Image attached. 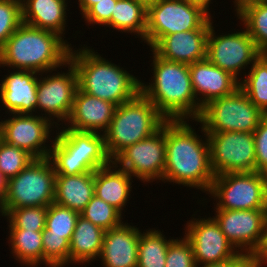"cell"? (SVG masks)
Returning a JSON list of instances; mask_svg holds the SVG:
<instances>
[{
	"label": "cell",
	"instance_id": "4dcf8cb0",
	"mask_svg": "<svg viewBox=\"0 0 267 267\" xmlns=\"http://www.w3.org/2000/svg\"><path fill=\"white\" fill-rule=\"evenodd\" d=\"M250 66V72L240 82V88L267 115V67L259 58Z\"/></svg>",
	"mask_w": 267,
	"mask_h": 267
},
{
	"label": "cell",
	"instance_id": "603a6c76",
	"mask_svg": "<svg viewBox=\"0 0 267 267\" xmlns=\"http://www.w3.org/2000/svg\"><path fill=\"white\" fill-rule=\"evenodd\" d=\"M117 168V164L112 162L95 171L94 195L112 205L122 214L132 189V177L125 170L121 168L117 170Z\"/></svg>",
	"mask_w": 267,
	"mask_h": 267
},
{
	"label": "cell",
	"instance_id": "ffe728a7",
	"mask_svg": "<svg viewBox=\"0 0 267 267\" xmlns=\"http://www.w3.org/2000/svg\"><path fill=\"white\" fill-rule=\"evenodd\" d=\"M209 30H190L164 36L152 50L162 59L192 64L207 57Z\"/></svg>",
	"mask_w": 267,
	"mask_h": 267
},
{
	"label": "cell",
	"instance_id": "5bb4252c",
	"mask_svg": "<svg viewBox=\"0 0 267 267\" xmlns=\"http://www.w3.org/2000/svg\"><path fill=\"white\" fill-rule=\"evenodd\" d=\"M213 28L211 24L206 58L215 66L237 78L241 69L258 59L259 50L246 29L216 36Z\"/></svg>",
	"mask_w": 267,
	"mask_h": 267
},
{
	"label": "cell",
	"instance_id": "d6a6232c",
	"mask_svg": "<svg viewBox=\"0 0 267 267\" xmlns=\"http://www.w3.org/2000/svg\"><path fill=\"white\" fill-rule=\"evenodd\" d=\"M80 215L104 231L116 228L123 223L121 213L96 195L92 197Z\"/></svg>",
	"mask_w": 267,
	"mask_h": 267
},
{
	"label": "cell",
	"instance_id": "d6986e66",
	"mask_svg": "<svg viewBox=\"0 0 267 267\" xmlns=\"http://www.w3.org/2000/svg\"><path fill=\"white\" fill-rule=\"evenodd\" d=\"M116 105L93 97L77 88L73 106L68 119V127L76 131L103 133L108 129L113 118Z\"/></svg>",
	"mask_w": 267,
	"mask_h": 267
},
{
	"label": "cell",
	"instance_id": "5b68a950",
	"mask_svg": "<svg viewBox=\"0 0 267 267\" xmlns=\"http://www.w3.org/2000/svg\"><path fill=\"white\" fill-rule=\"evenodd\" d=\"M166 119L141 92L116 107L108 129L103 133L108 156L113 160L127 146L158 131Z\"/></svg>",
	"mask_w": 267,
	"mask_h": 267
},
{
	"label": "cell",
	"instance_id": "8992f818",
	"mask_svg": "<svg viewBox=\"0 0 267 267\" xmlns=\"http://www.w3.org/2000/svg\"><path fill=\"white\" fill-rule=\"evenodd\" d=\"M55 177L49 158L34 159L18 175L7 180L0 199L2 216L15 208L49 206L54 203Z\"/></svg>",
	"mask_w": 267,
	"mask_h": 267
},
{
	"label": "cell",
	"instance_id": "7c38bea8",
	"mask_svg": "<svg viewBox=\"0 0 267 267\" xmlns=\"http://www.w3.org/2000/svg\"><path fill=\"white\" fill-rule=\"evenodd\" d=\"M165 122L150 137L122 150L112 162L143 182L163 180L165 169ZM122 165V167H121Z\"/></svg>",
	"mask_w": 267,
	"mask_h": 267
},
{
	"label": "cell",
	"instance_id": "484cf974",
	"mask_svg": "<svg viewBox=\"0 0 267 267\" xmlns=\"http://www.w3.org/2000/svg\"><path fill=\"white\" fill-rule=\"evenodd\" d=\"M105 231L79 215L70 240L69 263L90 262L99 257Z\"/></svg>",
	"mask_w": 267,
	"mask_h": 267
},
{
	"label": "cell",
	"instance_id": "c3c4849f",
	"mask_svg": "<svg viewBox=\"0 0 267 267\" xmlns=\"http://www.w3.org/2000/svg\"><path fill=\"white\" fill-rule=\"evenodd\" d=\"M258 58L266 65L267 67V50L260 51L258 54Z\"/></svg>",
	"mask_w": 267,
	"mask_h": 267
},
{
	"label": "cell",
	"instance_id": "cb8c5ba5",
	"mask_svg": "<svg viewBox=\"0 0 267 267\" xmlns=\"http://www.w3.org/2000/svg\"><path fill=\"white\" fill-rule=\"evenodd\" d=\"M66 0H21L22 22L62 37L66 24Z\"/></svg>",
	"mask_w": 267,
	"mask_h": 267
},
{
	"label": "cell",
	"instance_id": "b9f144b4",
	"mask_svg": "<svg viewBox=\"0 0 267 267\" xmlns=\"http://www.w3.org/2000/svg\"><path fill=\"white\" fill-rule=\"evenodd\" d=\"M202 267H259L257 260L253 255L240 253L235 259L228 260L218 264H208Z\"/></svg>",
	"mask_w": 267,
	"mask_h": 267
},
{
	"label": "cell",
	"instance_id": "44dd1931",
	"mask_svg": "<svg viewBox=\"0 0 267 267\" xmlns=\"http://www.w3.org/2000/svg\"><path fill=\"white\" fill-rule=\"evenodd\" d=\"M140 230L122 223L103 236L101 258L104 267H137Z\"/></svg>",
	"mask_w": 267,
	"mask_h": 267
},
{
	"label": "cell",
	"instance_id": "f35d334b",
	"mask_svg": "<svg viewBox=\"0 0 267 267\" xmlns=\"http://www.w3.org/2000/svg\"><path fill=\"white\" fill-rule=\"evenodd\" d=\"M165 267H197L192 246L185 236L169 244Z\"/></svg>",
	"mask_w": 267,
	"mask_h": 267
},
{
	"label": "cell",
	"instance_id": "4316f807",
	"mask_svg": "<svg viewBox=\"0 0 267 267\" xmlns=\"http://www.w3.org/2000/svg\"><path fill=\"white\" fill-rule=\"evenodd\" d=\"M119 31L137 33L145 39L147 28V8L134 0H117L111 21L106 25Z\"/></svg>",
	"mask_w": 267,
	"mask_h": 267
},
{
	"label": "cell",
	"instance_id": "f1b7e54d",
	"mask_svg": "<svg viewBox=\"0 0 267 267\" xmlns=\"http://www.w3.org/2000/svg\"><path fill=\"white\" fill-rule=\"evenodd\" d=\"M161 233L156 229L140 233L137 267H165L167 249L174 239L166 240Z\"/></svg>",
	"mask_w": 267,
	"mask_h": 267
},
{
	"label": "cell",
	"instance_id": "e0dca14e",
	"mask_svg": "<svg viewBox=\"0 0 267 267\" xmlns=\"http://www.w3.org/2000/svg\"><path fill=\"white\" fill-rule=\"evenodd\" d=\"M192 88L196 96L202 95L198 100L202 108L210 101L234 93L240 82L232 74L215 66L207 58L189 64Z\"/></svg>",
	"mask_w": 267,
	"mask_h": 267
},
{
	"label": "cell",
	"instance_id": "681fc988",
	"mask_svg": "<svg viewBox=\"0 0 267 267\" xmlns=\"http://www.w3.org/2000/svg\"><path fill=\"white\" fill-rule=\"evenodd\" d=\"M136 2L142 3L146 8L151 6L156 0H134Z\"/></svg>",
	"mask_w": 267,
	"mask_h": 267
},
{
	"label": "cell",
	"instance_id": "8fae6325",
	"mask_svg": "<svg viewBox=\"0 0 267 267\" xmlns=\"http://www.w3.org/2000/svg\"><path fill=\"white\" fill-rule=\"evenodd\" d=\"M216 213L213 218L235 249H240L242 254L254 256L261 248L266 234L267 209H216Z\"/></svg>",
	"mask_w": 267,
	"mask_h": 267
},
{
	"label": "cell",
	"instance_id": "7bdbcfd3",
	"mask_svg": "<svg viewBox=\"0 0 267 267\" xmlns=\"http://www.w3.org/2000/svg\"><path fill=\"white\" fill-rule=\"evenodd\" d=\"M254 256L257 260V264L259 267H262V263H267V229L262 246Z\"/></svg>",
	"mask_w": 267,
	"mask_h": 267
},
{
	"label": "cell",
	"instance_id": "9a60e30c",
	"mask_svg": "<svg viewBox=\"0 0 267 267\" xmlns=\"http://www.w3.org/2000/svg\"><path fill=\"white\" fill-rule=\"evenodd\" d=\"M194 220V221H193ZM185 237L193 249L195 263L218 264L235 259L240 252L228 241L214 218H195L187 223Z\"/></svg>",
	"mask_w": 267,
	"mask_h": 267
},
{
	"label": "cell",
	"instance_id": "60d3db41",
	"mask_svg": "<svg viewBox=\"0 0 267 267\" xmlns=\"http://www.w3.org/2000/svg\"><path fill=\"white\" fill-rule=\"evenodd\" d=\"M117 0H102L94 4L84 15L90 24L107 25L111 21L112 11Z\"/></svg>",
	"mask_w": 267,
	"mask_h": 267
},
{
	"label": "cell",
	"instance_id": "4fadbf2b",
	"mask_svg": "<svg viewBox=\"0 0 267 267\" xmlns=\"http://www.w3.org/2000/svg\"><path fill=\"white\" fill-rule=\"evenodd\" d=\"M49 119L47 116L14 113L10 119L0 122V138L23 149L34 159L48 158L51 148L48 149L45 142L51 139V126L57 125Z\"/></svg>",
	"mask_w": 267,
	"mask_h": 267
},
{
	"label": "cell",
	"instance_id": "7402d4cb",
	"mask_svg": "<svg viewBox=\"0 0 267 267\" xmlns=\"http://www.w3.org/2000/svg\"><path fill=\"white\" fill-rule=\"evenodd\" d=\"M36 75L34 71L17 70L2 80L0 100L11 114H33L37 109Z\"/></svg>",
	"mask_w": 267,
	"mask_h": 267
},
{
	"label": "cell",
	"instance_id": "74e56055",
	"mask_svg": "<svg viewBox=\"0 0 267 267\" xmlns=\"http://www.w3.org/2000/svg\"><path fill=\"white\" fill-rule=\"evenodd\" d=\"M22 23L21 0H0V49Z\"/></svg>",
	"mask_w": 267,
	"mask_h": 267
},
{
	"label": "cell",
	"instance_id": "f6af8a7d",
	"mask_svg": "<svg viewBox=\"0 0 267 267\" xmlns=\"http://www.w3.org/2000/svg\"><path fill=\"white\" fill-rule=\"evenodd\" d=\"M100 1L102 0H78L82 14L84 15L94 4Z\"/></svg>",
	"mask_w": 267,
	"mask_h": 267
},
{
	"label": "cell",
	"instance_id": "3957f363",
	"mask_svg": "<svg viewBox=\"0 0 267 267\" xmlns=\"http://www.w3.org/2000/svg\"><path fill=\"white\" fill-rule=\"evenodd\" d=\"M62 38L57 33L22 23L0 49V65L39 75L55 71L69 61L71 46Z\"/></svg>",
	"mask_w": 267,
	"mask_h": 267
},
{
	"label": "cell",
	"instance_id": "f546056e",
	"mask_svg": "<svg viewBox=\"0 0 267 267\" xmlns=\"http://www.w3.org/2000/svg\"><path fill=\"white\" fill-rule=\"evenodd\" d=\"M239 16V17H238ZM259 52L267 50V2H256L237 12Z\"/></svg>",
	"mask_w": 267,
	"mask_h": 267
},
{
	"label": "cell",
	"instance_id": "d4e9b609",
	"mask_svg": "<svg viewBox=\"0 0 267 267\" xmlns=\"http://www.w3.org/2000/svg\"><path fill=\"white\" fill-rule=\"evenodd\" d=\"M95 172L56 175L54 203L81 213L94 196Z\"/></svg>",
	"mask_w": 267,
	"mask_h": 267
},
{
	"label": "cell",
	"instance_id": "8d00e7d4",
	"mask_svg": "<svg viewBox=\"0 0 267 267\" xmlns=\"http://www.w3.org/2000/svg\"><path fill=\"white\" fill-rule=\"evenodd\" d=\"M50 147L49 160L56 175H79L95 172L87 163H81V159L70 158L68 153L55 141Z\"/></svg>",
	"mask_w": 267,
	"mask_h": 267
},
{
	"label": "cell",
	"instance_id": "7dc6e473",
	"mask_svg": "<svg viewBox=\"0 0 267 267\" xmlns=\"http://www.w3.org/2000/svg\"><path fill=\"white\" fill-rule=\"evenodd\" d=\"M7 186V179L4 177L2 171L0 170V199L3 196V192L5 191Z\"/></svg>",
	"mask_w": 267,
	"mask_h": 267
},
{
	"label": "cell",
	"instance_id": "d590c367",
	"mask_svg": "<svg viewBox=\"0 0 267 267\" xmlns=\"http://www.w3.org/2000/svg\"><path fill=\"white\" fill-rule=\"evenodd\" d=\"M43 262L49 267H63L69 263L70 242L56 235H49L45 228L42 231Z\"/></svg>",
	"mask_w": 267,
	"mask_h": 267
},
{
	"label": "cell",
	"instance_id": "ee69618b",
	"mask_svg": "<svg viewBox=\"0 0 267 267\" xmlns=\"http://www.w3.org/2000/svg\"><path fill=\"white\" fill-rule=\"evenodd\" d=\"M187 3L194 5V6H198L199 8H201L204 12H206L208 15H210V13L208 12V8H209V3L211 0H184Z\"/></svg>",
	"mask_w": 267,
	"mask_h": 267
},
{
	"label": "cell",
	"instance_id": "bcb514c9",
	"mask_svg": "<svg viewBox=\"0 0 267 267\" xmlns=\"http://www.w3.org/2000/svg\"><path fill=\"white\" fill-rule=\"evenodd\" d=\"M256 2H267V0H235L234 4L236 6V12H238L242 7Z\"/></svg>",
	"mask_w": 267,
	"mask_h": 267
},
{
	"label": "cell",
	"instance_id": "e575fe53",
	"mask_svg": "<svg viewBox=\"0 0 267 267\" xmlns=\"http://www.w3.org/2000/svg\"><path fill=\"white\" fill-rule=\"evenodd\" d=\"M33 160L34 158L26 151L0 138V170L7 180L18 175Z\"/></svg>",
	"mask_w": 267,
	"mask_h": 267
},
{
	"label": "cell",
	"instance_id": "2e32d148",
	"mask_svg": "<svg viewBox=\"0 0 267 267\" xmlns=\"http://www.w3.org/2000/svg\"><path fill=\"white\" fill-rule=\"evenodd\" d=\"M68 64V65H67ZM67 73H57L52 76L38 78L37 84V108L44 110L45 115L56 117L58 122L68 119L74 101V95L78 88L77 71L68 61ZM42 79V80H41ZM47 113V114H46ZM60 120V121H59Z\"/></svg>",
	"mask_w": 267,
	"mask_h": 267
},
{
	"label": "cell",
	"instance_id": "ba28073f",
	"mask_svg": "<svg viewBox=\"0 0 267 267\" xmlns=\"http://www.w3.org/2000/svg\"><path fill=\"white\" fill-rule=\"evenodd\" d=\"M211 16L184 0H156L147 8L146 42L153 48L164 36L190 30H210Z\"/></svg>",
	"mask_w": 267,
	"mask_h": 267
},
{
	"label": "cell",
	"instance_id": "ac0fdd59",
	"mask_svg": "<svg viewBox=\"0 0 267 267\" xmlns=\"http://www.w3.org/2000/svg\"><path fill=\"white\" fill-rule=\"evenodd\" d=\"M63 128L54 140L70 158L81 159V163H87L94 171L112 163L106 151L103 133Z\"/></svg>",
	"mask_w": 267,
	"mask_h": 267
},
{
	"label": "cell",
	"instance_id": "52a82bcc",
	"mask_svg": "<svg viewBox=\"0 0 267 267\" xmlns=\"http://www.w3.org/2000/svg\"><path fill=\"white\" fill-rule=\"evenodd\" d=\"M264 116L239 87L234 93L203 106L196 121L202 124L206 133L254 132Z\"/></svg>",
	"mask_w": 267,
	"mask_h": 267
},
{
	"label": "cell",
	"instance_id": "30bf717a",
	"mask_svg": "<svg viewBox=\"0 0 267 267\" xmlns=\"http://www.w3.org/2000/svg\"><path fill=\"white\" fill-rule=\"evenodd\" d=\"M210 165L215 176L256 171L253 132L225 131L207 133Z\"/></svg>",
	"mask_w": 267,
	"mask_h": 267
},
{
	"label": "cell",
	"instance_id": "1f68e13d",
	"mask_svg": "<svg viewBox=\"0 0 267 267\" xmlns=\"http://www.w3.org/2000/svg\"><path fill=\"white\" fill-rule=\"evenodd\" d=\"M79 215L70 208L51 203L47 210L45 228L49 235L62 236L70 242Z\"/></svg>",
	"mask_w": 267,
	"mask_h": 267
},
{
	"label": "cell",
	"instance_id": "277c9868",
	"mask_svg": "<svg viewBox=\"0 0 267 267\" xmlns=\"http://www.w3.org/2000/svg\"><path fill=\"white\" fill-rule=\"evenodd\" d=\"M72 49L69 61L77 71L78 88L82 92L116 106L133 99L140 92V80L123 68L88 47L77 51Z\"/></svg>",
	"mask_w": 267,
	"mask_h": 267
},
{
	"label": "cell",
	"instance_id": "7a4b0ae2",
	"mask_svg": "<svg viewBox=\"0 0 267 267\" xmlns=\"http://www.w3.org/2000/svg\"><path fill=\"white\" fill-rule=\"evenodd\" d=\"M153 83L140 82V92L166 120H197L202 108L192 88L189 64L159 57L153 50ZM192 117V118H191Z\"/></svg>",
	"mask_w": 267,
	"mask_h": 267
},
{
	"label": "cell",
	"instance_id": "6da1fadb",
	"mask_svg": "<svg viewBox=\"0 0 267 267\" xmlns=\"http://www.w3.org/2000/svg\"><path fill=\"white\" fill-rule=\"evenodd\" d=\"M184 120L165 121V169L162 181L209 192L214 180L210 165V145Z\"/></svg>",
	"mask_w": 267,
	"mask_h": 267
},
{
	"label": "cell",
	"instance_id": "836d02e7",
	"mask_svg": "<svg viewBox=\"0 0 267 267\" xmlns=\"http://www.w3.org/2000/svg\"><path fill=\"white\" fill-rule=\"evenodd\" d=\"M48 206L20 207L12 209L5 217L9 229L43 231L46 225Z\"/></svg>",
	"mask_w": 267,
	"mask_h": 267
},
{
	"label": "cell",
	"instance_id": "83f0119b",
	"mask_svg": "<svg viewBox=\"0 0 267 267\" xmlns=\"http://www.w3.org/2000/svg\"><path fill=\"white\" fill-rule=\"evenodd\" d=\"M12 254L20 263L35 267L43 262L42 231L9 229Z\"/></svg>",
	"mask_w": 267,
	"mask_h": 267
},
{
	"label": "cell",
	"instance_id": "ab89813d",
	"mask_svg": "<svg viewBox=\"0 0 267 267\" xmlns=\"http://www.w3.org/2000/svg\"><path fill=\"white\" fill-rule=\"evenodd\" d=\"M256 152V172L267 175V115L253 132Z\"/></svg>",
	"mask_w": 267,
	"mask_h": 267
},
{
	"label": "cell",
	"instance_id": "9c48e42d",
	"mask_svg": "<svg viewBox=\"0 0 267 267\" xmlns=\"http://www.w3.org/2000/svg\"><path fill=\"white\" fill-rule=\"evenodd\" d=\"M208 193L218 198L216 209H267V175L256 171L220 174L214 176Z\"/></svg>",
	"mask_w": 267,
	"mask_h": 267
}]
</instances>
